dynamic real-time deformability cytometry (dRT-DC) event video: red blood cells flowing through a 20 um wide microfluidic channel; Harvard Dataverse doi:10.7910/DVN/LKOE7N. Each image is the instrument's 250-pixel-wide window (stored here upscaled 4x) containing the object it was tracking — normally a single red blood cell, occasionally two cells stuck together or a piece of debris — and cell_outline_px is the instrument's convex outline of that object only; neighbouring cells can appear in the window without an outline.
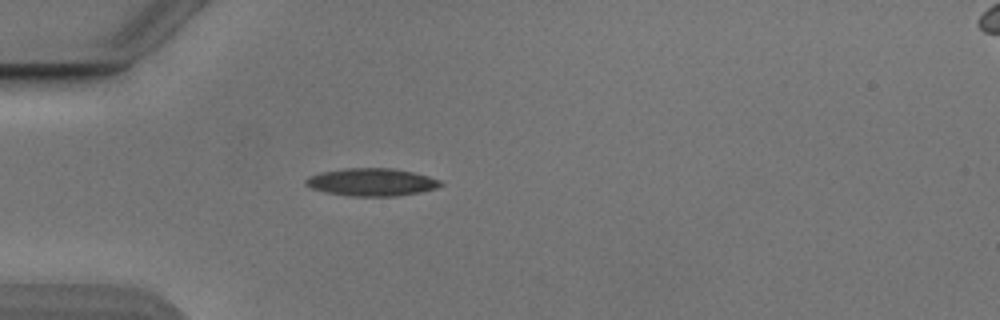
{"species": "Egyptian fruit bat (a non-hibernating species)", "species_latin": "Rousettus aegyptiacus", "temperature_condition": "cold", "stored_images_in_passage": 44, "camera_frame_rate_fps": 3000, "um_per_image_px": 0.085, "animal": {"sex": "male"}, "frame": {"image": 1, "passage_image": 7, "time_ms": 2.0, "image_size_px": [1000, 320], "cell_outline_px": [[444, 184], [436, 188], [420, 192], [396, 196], [352, 196], [324, 192], [312, 188], [304, 184], [304, 180], [308, 176], [320, 172], [344, 168], [392, 168], [412, 172], [428, 176], [440, 180]], "centroid_in_image_um": [31.56, 15.48], "position_along_channel_um": 53.4, "area_um2": 21.79}}
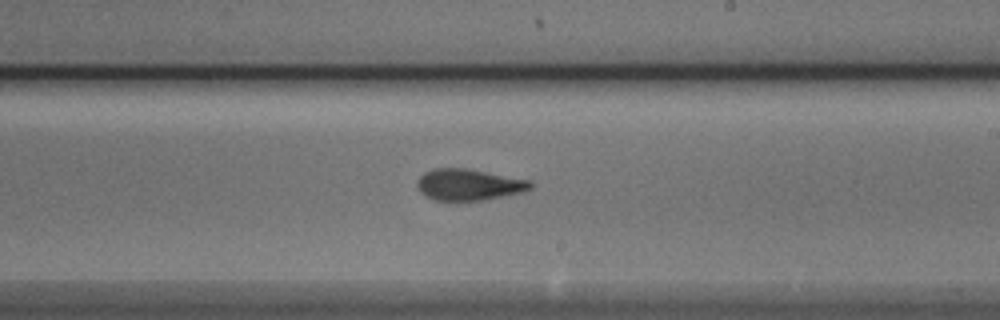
{"frame": {"image": 2, "passage_image": 23, "time_ms": 7.333, "image_size_px": [1000, 320], "cell_outline_px": [[532, 188], [524, 192], [484, 200], [436, 200], [424, 196], [416, 188], [416, 184], [420, 176], [424, 172], [432, 168], [468, 168], [532, 180]], "centroid_in_image_um": [39.85, 15.68], "position_along_channel_um": 249.1, "area_um2": 21.04}}
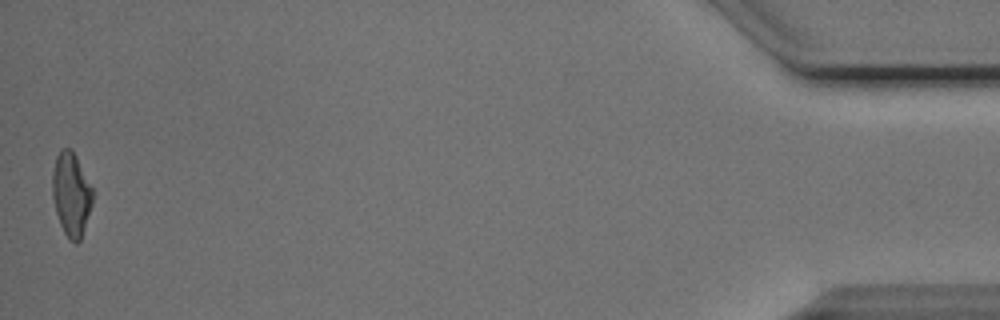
{"frame": {"image": 3, "passage_image": 44, "time_ms": 14.333, "image_size_px": [1000, 320], "cell_outline_px": [[92, 204], [80, 240], [76, 244], [68, 240], [60, 224], [56, 212], [52, 196], [52, 172], [56, 156], [60, 148], [72, 148], [92, 188]], "centroid_in_image_um": [6.03, 16.5], "position_along_channel_um": 429.2, "area_um2": 19.59}, "authors_computed_cell_mechanics": {"area_um2": 20.4323, "velocity_mm_per_s": 3.8762, "shape_relaxation_time_tau1_ms": 5.8993, "shape_relaxation_time_tau2_ms": 2.0242, "deformation_change_tau1": 0.1818, "deformation_change_tau2": 0.1032}}